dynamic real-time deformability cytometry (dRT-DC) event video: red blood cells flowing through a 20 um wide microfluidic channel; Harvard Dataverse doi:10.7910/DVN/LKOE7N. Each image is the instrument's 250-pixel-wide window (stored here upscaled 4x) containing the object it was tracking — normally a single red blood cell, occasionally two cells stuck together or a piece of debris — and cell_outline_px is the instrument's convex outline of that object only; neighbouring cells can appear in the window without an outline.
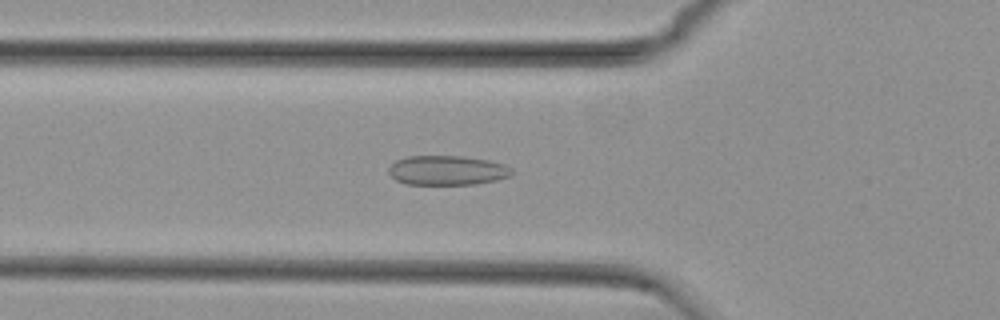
{"species": "common noctule bat (a hibernating species)", "species_latin": "Nyctalus noctula", "temperature_condition": "cold", "stored_images_in_passage": 49, "camera_frame_rate_fps": 3000, "um_per_image_px": 0.085, "animal": {"sex": "female", "body_mass_g": 29.2, "forearm_length_mm": 56.3}, "frame": {"image": 1, "passage_image": 19, "time_ms": 6.0, "image_size_px": [1000, 320], "cell_outline_px": [[512, 176], [496, 180], [476, 184], [408, 184], [396, 180], [388, 172], [388, 168], [396, 160], [408, 156], [464, 156], [488, 160], [504, 164], [512, 168]], "centroid_in_image_um": [38.03, 14.47], "position_along_channel_um": 87.8, "area_um2": 21.21}}
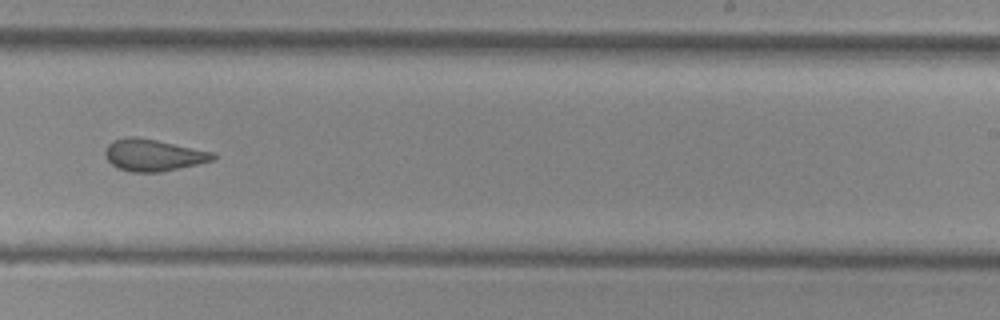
{"frame": {"image": 2, "passage_image": 34, "time_ms": 11.0, "image_size_px": [1000, 320], "cell_outline_px": [[216, 156], [212, 160], [196, 164], [160, 172], [132, 172], [120, 168], [112, 164], [104, 156], [104, 152], [108, 144], [116, 140], [128, 136], [136, 136], [156, 140], [212, 152]], "centroid_in_image_um": [12.98, 13.18], "position_along_channel_um": 276.0, "area_um2": 19.59}}
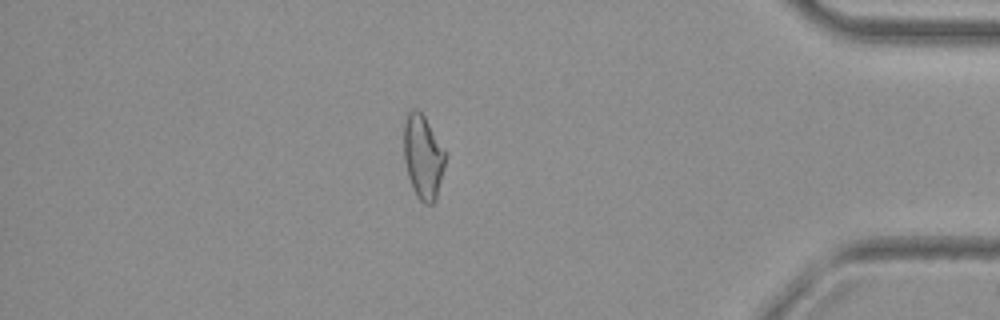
{"frame": {"image": 3, "passage_image": 47, "time_ms": 15.333, "image_size_px": [1000, 320], "cell_outline_px": [[444, 168], [436, 200], [432, 204], [424, 204], [416, 196], [412, 188], [408, 176], [404, 160], [404, 124], [408, 112], [412, 108], [416, 108], [424, 116], [444, 152]], "centroid_in_image_um": [35.92, 13.37], "position_along_channel_um": 399.3, "area_um2": 19.94}, "authors_computed_cell_mechanics": {"area_um2": 20.6924, "velocity_mm_per_s": 3.7576, "shape_relaxation_time_tau1_ms": null, "shape_relaxation_time_tau2_ms": 1.8115, "deformation_change_tau1": null, "deformation_change_tau2": 0.0852}}